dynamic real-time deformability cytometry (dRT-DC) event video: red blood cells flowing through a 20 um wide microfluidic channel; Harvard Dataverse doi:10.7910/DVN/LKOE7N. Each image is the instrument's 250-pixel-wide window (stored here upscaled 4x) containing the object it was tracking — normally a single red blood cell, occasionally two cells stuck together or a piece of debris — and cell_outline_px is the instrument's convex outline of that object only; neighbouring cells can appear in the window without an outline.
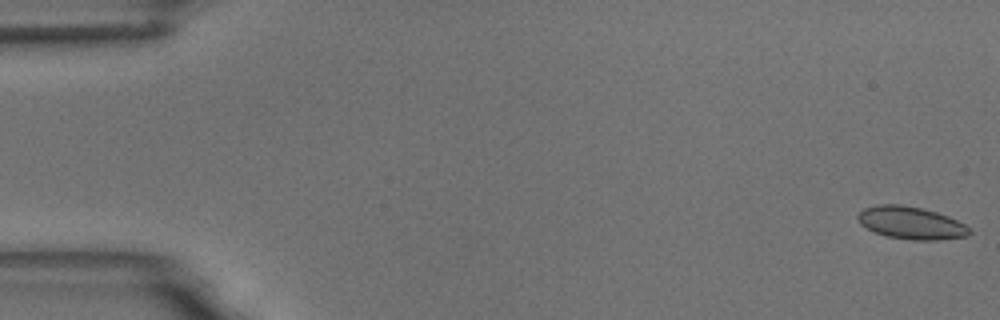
{"species": "common noctule bat (a hibernating species)", "species_latin": "Nyctalus noctula", "temperature_condition": "room temperature", "stored_images_in_passage": 10, "camera_frame_rate_fps": 3000, "um_per_image_px": 0.085, "animal": {"sex": "male", "body_mass_g": 18.8}, "frame": {"image": 1, "passage_image": 1, "time_ms": 0.0, "image_size_px": [1000, 320], "cell_outline_px": [[972, 232], [968, 236], [936, 240], [912, 240], [888, 236], [876, 232], [860, 224], [856, 216], [864, 208], [876, 204], [900, 204], [920, 208], [936, 212], [948, 216], [972, 228]], "centroid_in_image_um": [77.46, 18.94], "position_along_channel_um": 7.5, "area_um2": 21.1}}
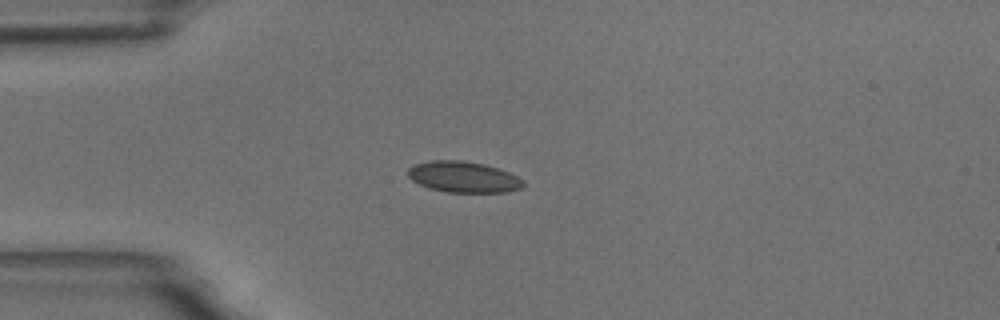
{"frame": {"image": 2, "passage_image": 5, "time_ms": 4.667, "image_size_px": [1000, 320], "cell_outline_px": [[524, 184], [520, 188], [508, 192], [448, 192], [428, 188], [412, 180], [408, 176], [408, 168], [412, 164], [428, 160], [460, 160], [484, 164], [508, 172], [524, 180]], "centroid_in_image_um": [39.35, 15.03], "position_along_channel_um": 45.6, "area_um2": 20.87}}
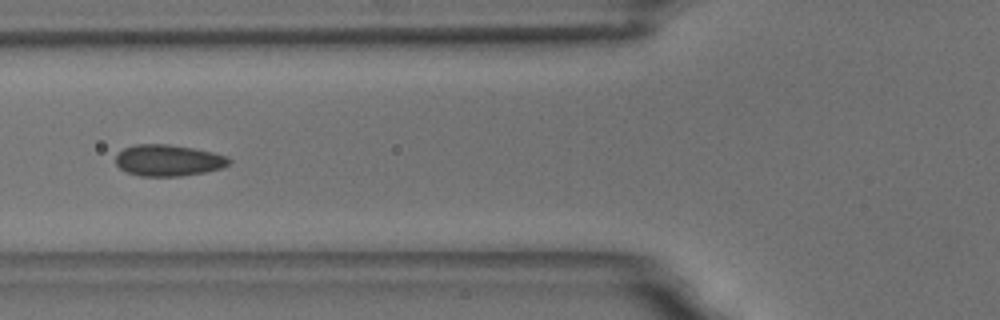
{"frame": {"image": 3, "passage_image": 7, "time_ms": 7.0, "image_size_px": [1000, 320], "cell_outline_px": [[232, 160], [228, 164], [220, 168], [204, 172], [180, 176], [140, 176], [128, 172], [120, 168], [116, 164], [116, 156], [124, 148], [136, 144], [168, 144], [192, 148], [212, 152], [228, 156]], "centroid_in_image_um": [14.31, 13.63], "position_along_channel_um": 111.5, "area_um2": 20.58}}